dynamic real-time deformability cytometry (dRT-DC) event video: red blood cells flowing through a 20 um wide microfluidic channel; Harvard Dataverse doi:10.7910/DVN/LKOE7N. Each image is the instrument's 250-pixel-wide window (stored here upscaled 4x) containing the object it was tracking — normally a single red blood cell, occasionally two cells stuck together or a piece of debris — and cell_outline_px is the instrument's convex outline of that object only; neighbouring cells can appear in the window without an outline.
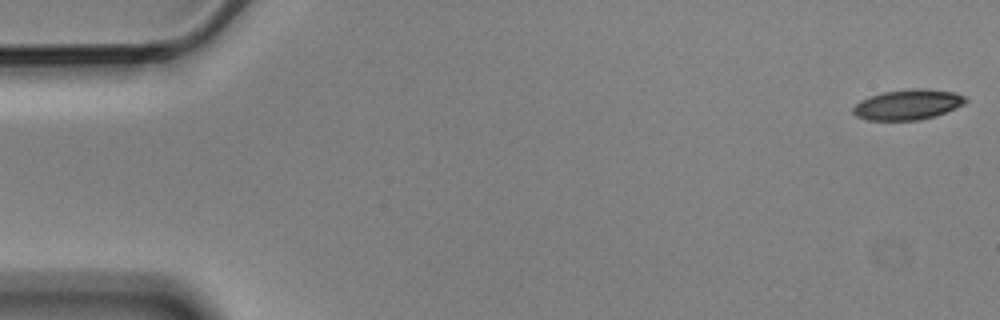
{"species": "Egyptian fruit bat (a non-hibernating species)", "species_latin": "Rousettus aegyptiacus", "temperature_condition": "cold", "stored_images_in_passage": 5, "segment_of_instrument_passage": [2, 2], "camera_frame_rate_fps": 3000, "um_per_image_px": 0.085, "animal": {"sex": "male"}, "frame": {"image": 1, "passage_image": 5, "time_ms": 1.333, "image_size_px": [1000, 320], "cell_outline_px": [[968, 100], [964, 104], [956, 108], [936, 116], [920, 120], [868, 120], [856, 116], [852, 112], [852, 108], [860, 100], [884, 92], [912, 88], [924, 88], [956, 92], [964, 96]], "centroid_in_image_um": [77.19, 8.89], "position_along_channel_um": 7.8, "area_um2": 19.94}}